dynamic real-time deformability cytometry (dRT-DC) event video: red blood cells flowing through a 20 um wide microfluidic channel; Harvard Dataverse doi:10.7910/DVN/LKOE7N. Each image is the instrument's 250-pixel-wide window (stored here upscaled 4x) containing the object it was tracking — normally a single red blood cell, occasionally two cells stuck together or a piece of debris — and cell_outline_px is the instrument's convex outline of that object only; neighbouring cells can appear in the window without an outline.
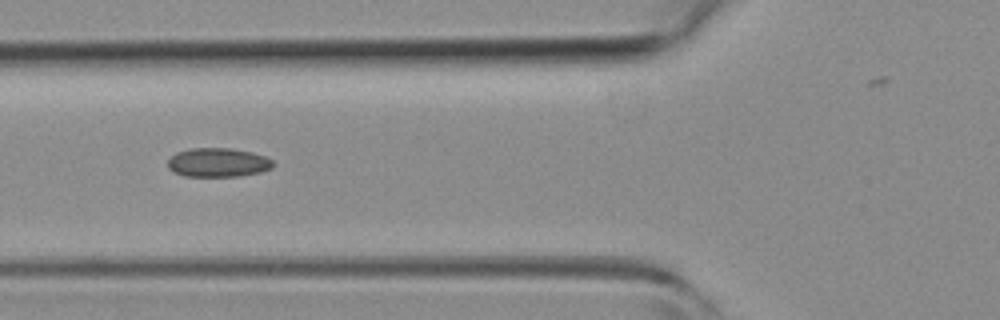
{"species": "common noctule bat (a hibernating species)", "species_latin": "Nyctalus noctula", "temperature_condition": "room temperature", "stored_images_in_passage": 4, "camera_frame_rate_fps": 3000, "um_per_image_px": 0.085, "animal": {"sex": "female", "body_mass_g": 19.3, "forearm_length_mm": 54.1}, "frame": {"image": 1, "passage_image": 3, "time_ms": 3.333, "image_size_px": [1000, 320], "cell_outline_px": [[272, 168], [260, 172], [240, 176], [184, 176], [172, 172], [168, 168], [168, 160], [176, 152], [192, 148], [232, 148], [252, 152], [264, 156], [272, 160]], "centroid_in_image_um": [18.5, 13.81], "position_along_channel_um": 107.3, "area_um2": 17.8}}
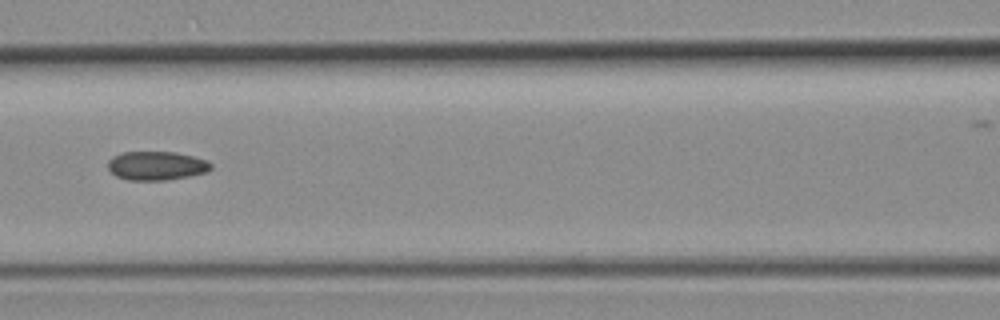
{"frame": {"image": 2, "passage_image": 4, "time_ms": 4.333, "image_size_px": [1000, 320], "cell_outline_px": [[212, 168], [208, 172], [168, 180], [128, 180], [116, 176], [108, 168], [108, 160], [112, 156], [124, 152], [176, 152], [208, 160], [212, 164]], "centroid_in_image_um": [13.32, 14.08], "position_along_channel_um": 153.3, "area_um2": 17.4}}